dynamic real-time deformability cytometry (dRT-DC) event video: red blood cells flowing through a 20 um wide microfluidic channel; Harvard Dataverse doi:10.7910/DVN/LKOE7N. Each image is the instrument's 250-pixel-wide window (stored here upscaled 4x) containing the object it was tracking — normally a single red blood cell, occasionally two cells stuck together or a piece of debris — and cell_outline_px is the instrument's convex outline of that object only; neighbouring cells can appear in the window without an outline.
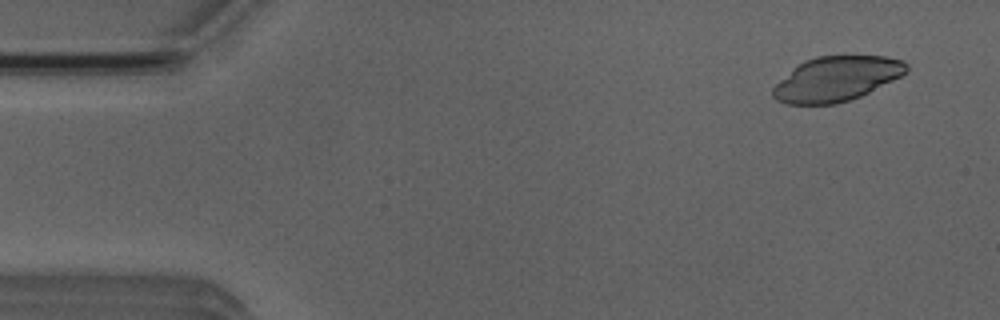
{"species": "Egyptian fruit bat (a non-hibernating species)", "species_latin": "Rousettus aegyptiacus", "temperature_condition": "room temperature", "stored_images_in_passage": 4, "camera_frame_rate_fps": 3000, "um_per_image_px": 0.085, "animal": {"sex": "male"}, "frame": {"image": 1, "passage_image": 1, "time_ms": 0.0, "image_size_px": [1000, 320], "cell_outline_px": [[908, 72], [860, 96], [836, 104], [784, 104], [776, 100], [772, 96], [772, 88], [780, 80], [804, 60], [816, 56], [884, 56], [904, 60], [908, 64]], "centroid_in_image_um": [71.1, 6.7], "position_along_channel_um": 13.9, "area_um2": 34.56}}